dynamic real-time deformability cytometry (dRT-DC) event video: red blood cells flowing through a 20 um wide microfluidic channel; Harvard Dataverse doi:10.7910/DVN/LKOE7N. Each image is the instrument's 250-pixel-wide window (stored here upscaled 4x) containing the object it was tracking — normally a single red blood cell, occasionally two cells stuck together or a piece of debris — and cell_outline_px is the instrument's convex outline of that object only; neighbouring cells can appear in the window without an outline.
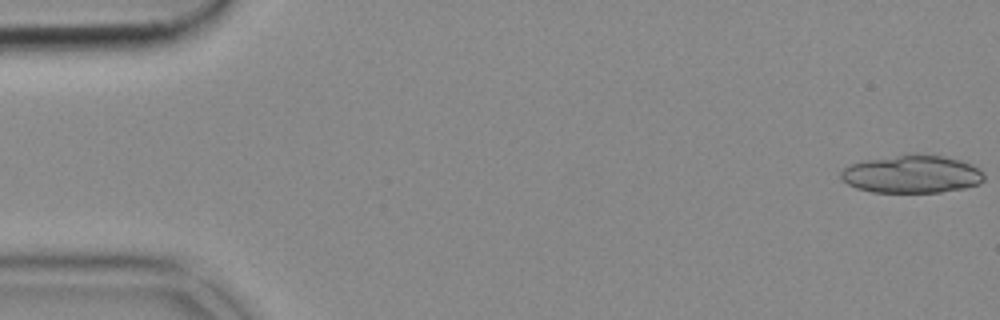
{"species": "common noctule bat (a hibernating species)", "species_latin": "Nyctalus noctula", "temperature_condition": "cold", "stored_images_in_passage": 19, "camera_frame_rate_fps": 3000, "um_per_image_px": 0.085, "animal": {"sex": "female", "body_mass_g": 18.4}, "frame": {"image": 1, "passage_image": 1, "time_ms": 0.0, "image_size_px": [1000, 320], "cell_outline_px": [[984, 180], [980, 184], [964, 188], [940, 192], [872, 192], [856, 188], [840, 180], [840, 172], [844, 168], [852, 164], [864, 160], [916, 152], [944, 156], [960, 160], [972, 164], [980, 168], [984, 172]], "centroid_in_image_um": [77.53, 14.78], "position_along_channel_um": 7.5, "area_um2": 32.14}}
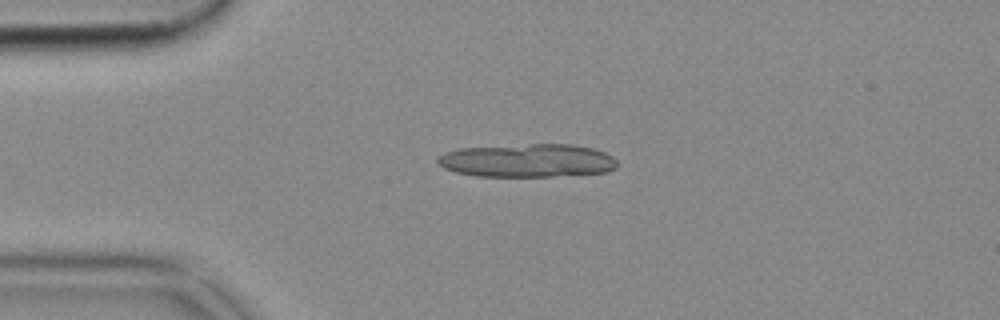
{"frame": {"image": 2, "passage_image": 12, "time_ms": 3.667, "image_size_px": [1000, 320], "cell_outline_px": [[616, 168], [608, 172], [552, 176], [476, 176], [456, 172], [444, 168], [436, 160], [436, 156], [444, 152], [460, 148], [532, 144], [572, 144], [592, 148], [604, 152], [612, 156], [616, 160]], "centroid_in_image_um": [44.82, 13.64], "position_along_channel_um": 40.2, "area_um2": 34.85}}